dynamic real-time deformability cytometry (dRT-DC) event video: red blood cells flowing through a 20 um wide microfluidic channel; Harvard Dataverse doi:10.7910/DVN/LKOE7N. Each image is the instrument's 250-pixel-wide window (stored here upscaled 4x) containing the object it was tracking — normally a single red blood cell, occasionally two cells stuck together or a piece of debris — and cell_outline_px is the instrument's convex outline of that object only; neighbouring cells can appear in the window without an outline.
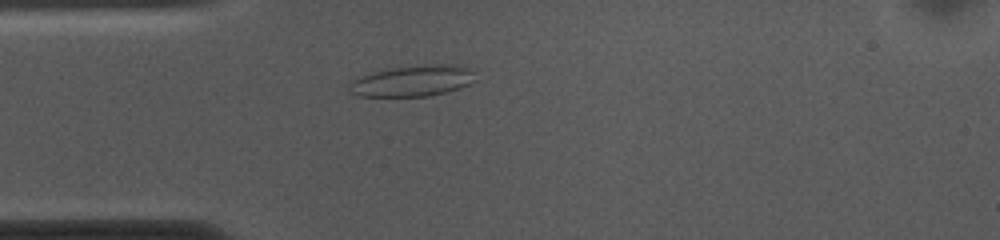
{"species": "common noctule bat (a hibernating species)", "species_latin": "Nyctalus noctula", "temperature_condition": "cold", "stored_images_in_passage": 52, "camera_frame_rate_fps": 3000, "um_per_image_px": 0.085, "animal": {"sex": "female", "body_mass_g": 10.0, "forearm_length_mm": 53.1}, "frame": {"image": 1, "passage_image": 12, "time_ms": 3.667, "image_size_px": [1000, 240], "cell_outline_px": [[476, 80], [460, 88], [428, 96], [360, 96], [352, 92], [348, 88], [352, 80], [360, 76], [372, 72], [392, 68], [424, 64], [460, 64], [468, 68], [472, 72]], "centroid_in_image_um": [35.09, 6.86], "position_along_channel_um": 49.9, "area_um2": 22.77}}
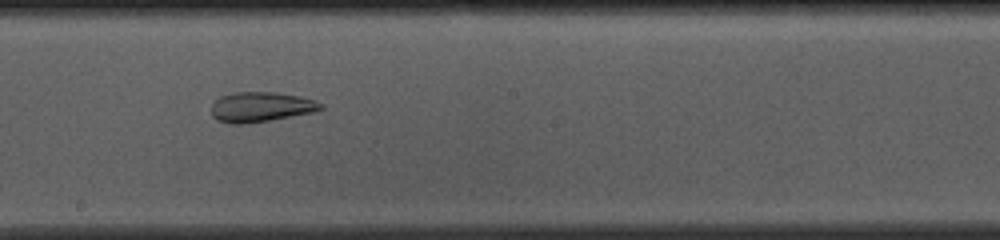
{"frame": {"image": 2, "passage_image": 27, "time_ms": 8.667, "image_size_px": [1000, 240], "cell_outline_px": [[324, 108], [312, 112], [248, 124], [228, 124], [216, 120], [212, 116], [212, 104], [220, 96], [232, 92], [276, 92], [300, 96], [316, 100], [324, 104]], "centroid_in_image_um": [22.16, 9.09], "position_along_channel_um": 226.0, "area_um2": 19.31}}
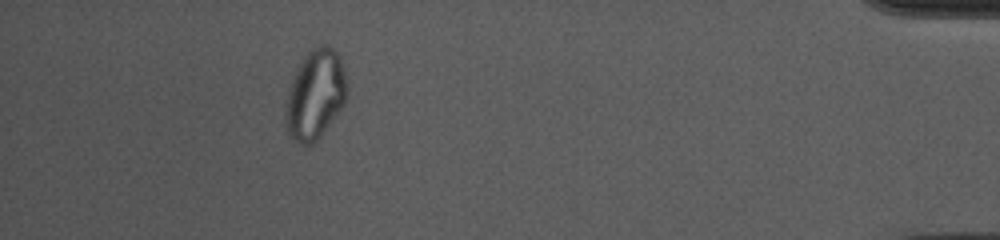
{"frame": {"image": 3, "passage_image": 47, "time_ms": 15.333, "image_size_px": [1000, 240], "cell_outline_px": [[348, 96], [344, 104], [324, 132], [312, 144], [300, 144], [292, 140], [288, 132], [284, 116], [284, 112], [288, 92], [292, 76], [300, 60], [308, 48], [320, 44], [328, 44], [340, 56], [348, 84]], "centroid_in_image_um": [26.8, 7.99], "position_along_channel_um": 408.4, "area_um2": 32.77}, "authors_computed_cell_mechanics": {"area_um2": 24.854, "velocity_mm_per_s": 3.64, "shape_relaxation_time_tau1_ms": null, "shape_relaxation_time_tau2_ms": 2.9033, "deformation_change_tau1": null, "deformation_change_tau2": 0.0732}}